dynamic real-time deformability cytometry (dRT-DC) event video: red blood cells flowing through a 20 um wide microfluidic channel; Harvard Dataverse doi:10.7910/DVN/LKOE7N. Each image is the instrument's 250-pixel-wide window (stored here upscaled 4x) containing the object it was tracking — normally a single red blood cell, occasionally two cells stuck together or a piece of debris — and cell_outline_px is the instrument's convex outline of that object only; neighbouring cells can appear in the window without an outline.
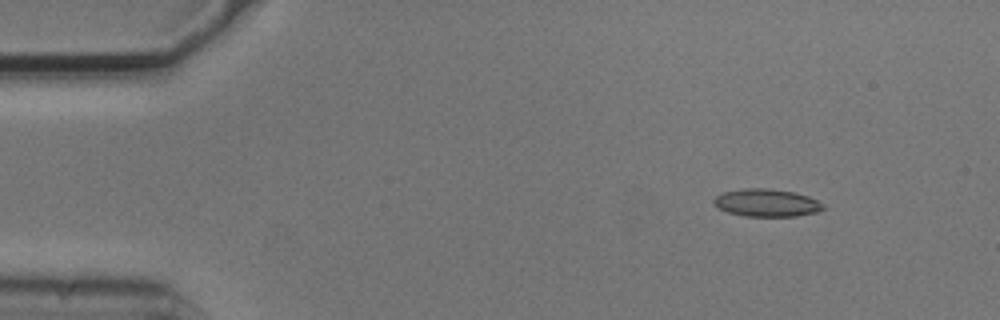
{"species": "common noctule bat (a hibernating species)", "species_latin": "Nyctalus noctula", "temperature_condition": "cold", "stored_images_in_passage": 4, "camera_frame_rate_fps": 3000, "um_per_image_px": 0.085, "animal": {"sex": "male", "body_mass_g": 20.5, "forearm_length_mm": 52.5}, "frame": {"image": 1, "passage_image": 1, "time_ms": 0.0, "image_size_px": [1000, 320], "cell_outline_px": [[824, 208], [816, 212], [796, 216], [744, 216], [728, 212], [712, 204], [712, 200], [716, 196], [724, 192], [744, 188], [768, 188], [796, 192], [808, 196], [824, 204]], "centroid_in_image_um": [65.15, 17.23], "position_along_channel_um": 19.8, "area_um2": 17.63}}
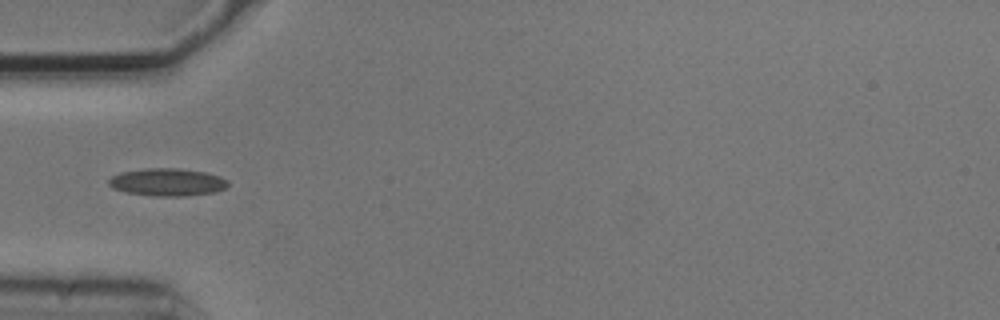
{"frame": {"image": 2, "passage_image": 4, "time_ms": 1.0, "image_size_px": [1000, 320], "cell_outline_px": [[228, 184], [224, 188], [216, 192], [184, 196], [156, 196], [128, 192], [112, 188], [108, 184], [108, 180], [112, 176], [120, 172], [144, 168], [180, 168], [204, 172], [220, 176], [228, 180]], "centroid_in_image_um": [14.22, 15.47], "position_along_channel_um": 70.8, "area_um2": 19.19}}